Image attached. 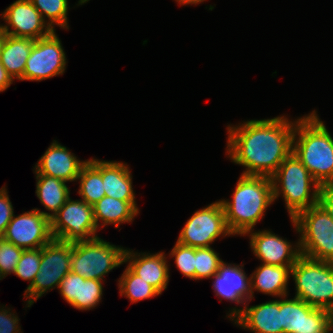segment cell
Segmentation results:
<instances>
[{
	"mask_svg": "<svg viewBox=\"0 0 333 333\" xmlns=\"http://www.w3.org/2000/svg\"><path fill=\"white\" fill-rule=\"evenodd\" d=\"M295 126L285 116L229 124L226 155L243 175L271 177L292 153Z\"/></svg>",
	"mask_w": 333,
	"mask_h": 333,
	"instance_id": "1",
	"label": "cell"
},
{
	"mask_svg": "<svg viewBox=\"0 0 333 333\" xmlns=\"http://www.w3.org/2000/svg\"><path fill=\"white\" fill-rule=\"evenodd\" d=\"M232 200H220L226 225L232 235H243L254 229L273 201L270 177L241 174Z\"/></svg>",
	"mask_w": 333,
	"mask_h": 333,
	"instance_id": "2",
	"label": "cell"
},
{
	"mask_svg": "<svg viewBox=\"0 0 333 333\" xmlns=\"http://www.w3.org/2000/svg\"><path fill=\"white\" fill-rule=\"evenodd\" d=\"M316 113L296 120L292 152L323 186L333 182V137Z\"/></svg>",
	"mask_w": 333,
	"mask_h": 333,
	"instance_id": "3",
	"label": "cell"
},
{
	"mask_svg": "<svg viewBox=\"0 0 333 333\" xmlns=\"http://www.w3.org/2000/svg\"><path fill=\"white\" fill-rule=\"evenodd\" d=\"M270 178L273 201L283 194L290 219H294L301 211L319 203L321 185L293 152Z\"/></svg>",
	"mask_w": 333,
	"mask_h": 333,
	"instance_id": "4",
	"label": "cell"
},
{
	"mask_svg": "<svg viewBox=\"0 0 333 333\" xmlns=\"http://www.w3.org/2000/svg\"><path fill=\"white\" fill-rule=\"evenodd\" d=\"M295 297L333 313V263L301 255L291 268Z\"/></svg>",
	"mask_w": 333,
	"mask_h": 333,
	"instance_id": "5",
	"label": "cell"
},
{
	"mask_svg": "<svg viewBox=\"0 0 333 333\" xmlns=\"http://www.w3.org/2000/svg\"><path fill=\"white\" fill-rule=\"evenodd\" d=\"M300 235L301 255L333 263V219L318 203L290 219Z\"/></svg>",
	"mask_w": 333,
	"mask_h": 333,
	"instance_id": "6",
	"label": "cell"
},
{
	"mask_svg": "<svg viewBox=\"0 0 333 333\" xmlns=\"http://www.w3.org/2000/svg\"><path fill=\"white\" fill-rule=\"evenodd\" d=\"M125 248L100 237L73 243L71 272L85 279L105 281L104 276L124 264Z\"/></svg>",
	"mask_w": 333,
	"mask_h": 333,
	"instance_id": "7",
	"label": "cell"
},
{
	"mask_svg": "<svg viewBox=\"0 0 333 333\" xmlns=\"http://www.w3.org/2000/svg\"><path fill=\"white\" fill-rule=\"evenodd\" d=\"M73 243L52 239L41 248L40 269L31 286L24 291L27 307L36 302L48 290L60 285L71 271Z\"/></svg>",
	"mask_w": 333,
	"mask_h": 333,
	"instance_id": "8",
	"label": "cell"
},
{
	"mask_svg": "<svg viewBox=\"0 0 333 333\" xmlns=\"http://www.w3.org/2000/svg\"><path fill=\"white\" fill-rule=\"evenodd\" d=\"M50 222L53 239L74 243L98 237L93 206L81 199L69 198Z\"/></svg>",
	"mask_w": 333,
	"mask_h": 333,
	"instance_id": "9",
	"label": "cell"
},
{
	"mask_svg": "<svg viewBox=\"0 0 333 333\" xmlns=\"http://www.w3.org/2000/svg\"><path fill=\"white\" fill-rule=\"evenodd\" d=\"M230 235L219 200L195 211L182 228L177 242L193 248L210 247L218 237Z\"/></svg>",
	"mask_w": 333,
	"mask_h": 333,
	"instance_id": "10",
	"label": "cell"
},
{
	"mask_svg": "<svg viewBox=\"0 0 333 333\" xmlns=\"http://www.w3.org/2000/svg\"><path fill=\"white\" fill-rule=\"evenodd\" d=\"M280 299L282 333H330L333 313L315 308L296 297Z\"/></svg>",
	"mask_w": 333,
	"mask_h": 333,
	"instance_id": "11",
	"label": "cell"
},
{
	"mask_svg": "<svg viewBox=\"0 0 333 333\" xmlns=\"http://www.w3.org/2000/svg\"><path fill=\"white\" fill-rule=\"evenodd\" d=\"M66 55L61 40L53 31L50 35L35 40L26 61L21 81H42L62 75L66 69Z\"/></svg>",
	"mask_w": 333,
	"mask_h": 333,
	"instance_id": "12",
	"label": "cell"
},
{
	"mask_svg": "<svg viewBox=\"0 0 333 333\" xmlns=\"http://www.w3.org/2000/svg\"><path fill=\"white\" fill-rule=\"evenodd\" d=\"M48 213L34 208L14 215L2 238L23 250L42 248L53 239Z\"/></svg>",
	"mask_w": 333,
	"mask_h": 333,
	"instance_id": "13",
	"label": "cell"
},
{
	"mask_svg": "<svg viewBox=\"0 0 333 333\" xmlns=\"http://www.w3.org/2000/svg\"><path fill=\"white\" fill-rule=\"evenodd\" d=\"M1 16L6 24L1 25V28L9 36L37 40L54 31L31 0H16L5 9ZM10 27L12 29H9Z\"/></svg>",
	"mask_w": 333,
	"mask_h": 333,
	"instance_id": "14",
	"label": "cell"
},
{
	"mask_svg": "<svg viewBox=\"0 0 333 333\" xmlns=\"http://www.w3.org/2000/svg\"><path fill=\"white\" fill-rule=\"evenodd\" d=\"M250 247L262 264L275 266H293L301 256L299 239L292 247L286 239L269 230L249 231Z\"/></svg>",
	"mask_w": 333,
	"mask_h": 333,
	"instance_id": "15",
	"label": "cell"
},
{
	"mask_svg": "<svg viewBox=\"0 0 333 333\" xmlns=\"http://www.w3.org/2000/svg\"><path fill=\"white\" fill-rule=\"evenodd\" d=\"M229 309L228 317L242 329L254 333H282L280 300H272L255 306Z\"/></svg>",
	"mask_w": 333,
	"mask_h": 333,
	"instance_id": "16",
	"label": "cell"
},
{
	"mask_svg": "<svg viewBox=\"0 0 333 333\" xmlns=\"http://www.w3.org/2000/svg\"><path fill=\"white\" fill-rule=\"evenodd\" d=\"M88 160L80 161L65 146L53 140L34 167L35 174H45L62 181H77L82 167Z\"/></svg>",
	"mask_w": 333,
	"mask_h": 333,
	"instance_id": "17",
	"label": "cell"
},
{
	"mask_svg": "<svg viewBox=\"0 0 333 333\" xmlns=\"http://www.w3.org/2000/svg\"><path fill=\"white\" fill-rule=\"evenodd\" d=\"M164 252L136 253L130 249L125 250L124 263L142 280L153 286L160 294L167 288L169 282V265Z\"/></svg>",
	"mask_w": 333,
	"mask_h": 333,
	"instance_id": "18",
	"label": "cell"
},
{
	"mask_svg": "<svg viewBox=\"0 0 333 333\" xmlns=\"http://www.w3.org/2000/svg\"><path fill=\"white\" fill-rule=\"evenodd\" d=\"M103 281L85 279L71 271L60 281L59 293L70 306L78 310L95 308L103 296Z\"/></svg>",
	"mask_w": 333,
	"mask_h": 333,
	"instance_id": "19",
	"label": "cell"
},
{
	"mask_svg": "<svg viewBox=\"0 0 333 333\" xmlns=\"http://www.w3.org/2000/svg\"><path fill=\"white\" fill-rule=\"evenodd\" d=\"M243 265L228 264L223 262L218 272L212 277L213 290L218 298L227 299L230 302L245 305L250 302V278L243 270Z\"/></svg>",
	"mask_w": 333,
	"mask_h": 333,
	"instance_id": "20",
	"label": "cell"
},
{
	"mask_svg": "<svg viewBox=\"0 0 333 333\" xmlns=\"http://www.w3.org/2000/svg\"><path fill=\"white\" fill-rule=\"evenodd\" d=\"M101 173L105 195L122 201H136L129 165L123 162L88 159Z\"/></svg>",
	"mask_w": 333,
	"mask_h": 333,
	"instance_id": "21",
	"label": "cell"
},
{
	"mask_svg": "<svg viewBox=\"0 0 333 333\" xmlns=\"http://www.w3.org/2000/svg\"><path fill=\"white\" fill-rule=\"evenodd\" d=\"M292 266H275L261 264L250 274V291L253 299L254 291L275 297L287 296L288 281Z\"/></svg>",
	"mask_w": 333,
	"mask_h": 333,
	"instance_id": "22",
	"label": "cell"
},
{
	"mask_svg": "<svg viewBox=\"0 0 333 333\" xmlns=\"http://www.w3.org/2000/svg\"><path fill=\"white\" fill-rule=\"evenodd\" d=\"M93 212L98 229L109 224L118 229L120 224L132 222L140 213L136 201H122L106 195L93 205Z\"/></svg>",
	"mask_w": 333,
	"mask_h": 333,
	"instance_id": "23",
	"label": "cell"
},
{
	"mask_svg": "<svg viewBox=\"0 0 333 333\" xmlns=\"http://www.w3.org/2000/svg\"><path fill=\"white\" fill-rule=\"evenodd\" d=\"M34 42L35 40L31 38L5 35L0 61L13 80H19L23 76Z\"/></svg>",
	"mask_w": 333,
	"mask_h": 333,
	"instance_id": "24",
	"label": "cell"
},
{
	"mask_svg": "<svg viewBox=\"0 0 333 333\" xmlns=\"http://www.w3.org/2000/svg\"><path fill=\"white\" fill-rule=\"evenodd\" d=\"M36 196L40 203L52 213H48L51 219L70 198V190L65 181L45 175L36 174Z\"/></svg>",
	"mask_w": 333,
	"mask_h": 333,
	"instance_id": "25",
	"label": "cell"
},
{
	"mask_svg": "<svg viewBox=\"0 0 333 333\" xmlns=\"http://www.w3.org/2000/svg\"><path fill=\"white\" fill-rule=\"evenodd\" d=\"M78 194L83 201L93 206L105 196L101 173L88 161L81 169Z\"/></svg>",
	"mask_w": 333,
	"mask_h": 333,
	"instance_id": "26",
	"label": "cell"
},
{
	"mask_svg": "<svg viewBox=\"0 0 333 333\" xmlns=\"http://www.w3.org/2000/svg\"><path fill=\"white\" fill-rule=\"evenodd\" d=\"M118 282L120 296H125L131 303L160 295L153 286L134 274L128 267H126Z\"/></svg>",
	"mask_w": 333,
	"mask_h": 333,
	"instance_id": "27",
	"label": "cell"
},
{
	"mask_svg": "<svg viewBox=\"0 0 333 333\" xmlns=\"http://www.w3.org/2000/svg\"><path fill=\"white\" fill-rule=\"evenodd\" d=\"M34 7L42 15L47 17L46 22L55 31V25L63 29H69L68 25V0H31Z\"/></svg>",
	"mask_w": 333,
	"mask_h": 333,
	"instance_id": "28",
	"label": "cell"
},
{
	"mask_svg": "<svg viewBox=\"0 0 333 333\" xmlns=\"http://www.w3.org/2000/svg\"><path fill=\"white\" fill-rule=\"evenodd\" d=\"M223 262L211 246L195 248V280L212 278Z\"/></svg>",
	"mask_w": 333,
	"mask_h": 333,
	"instance_id": "29",
	"label": "cell"
},
{
	"mask_svg": "<svg viewBox=\"0 0 333 333\" xmlns=\"http://www.w3.org/2000/svg\"><path fill=\"white\" fill-rule=\"evenodd\" d=\"M41 248L23 250L20 260L17 263L15 274L22 280L29 281L31 286L40 269Z\"/></svg>",
	"mask_w": 333,
	"mask_h": 333,
	"instance_id": "30",
	"label": "cell"
},
{
	"mask_svg": "<svg viewBox=\"0 0 333 333\" xmlns=\"http://www.w3.org/2000/svg\"><path fill=\"white\" fill-rule=\"evenodd\" d=\"M169 257H174L176 267L182 275L195 280V248L176 242Z\"/></svg>",
	"mask_w": 333,
	"mask_h": 333,
	"instance_id": "31",
	"label": "cell"
},
{
	"mask_svg": "<svg viewBox=\"0 0 333 333\" xmlns=\"http://www.w3.org/2000/svg\"><path fill=\"white\" fill-rule=\"evenodd\" d=\"M23 249L0 237V280L14 273Z\"/></svg>",
	"mask_w": 333,
	"mask_h": 333,
	"instance_id": "32",
	"label": "cell"
},
{
	"mask_svg": "<svg viewBox=\"0 0 333 333\" xmlns=\"http://www.w3.org/2000/svg\"><path fill=\"white\" fill-rule=\"evenodd\" d=\"M13 216V206L9 199L7 189L3 186L0 189V237L4 235Z\"/></svg>",
	"mask_w": 333,
	"mask_h": 333,
	"instance_id": "33",
	"label": "cell"
},
{
	"mask_svg": "<svg viewBox=\"0 0 333 333\" xmlns=\"http://www.w3.org/2000/svg\"><path fill=\"white\" fill-rule=\"evenodd\" d=\"M2 307V308H1ZM0 307V333H22L19 318L10 308Z\"/></svg>",
	"mask_w": 333,
	"mask_h": 333,
	"instance_id": "34",
	"label": "cell"
},
{
	"mask_svg": "<svg viewBox=\"0 0 333 333\" xmlns=\"http://www.w3.org/2000/svg\"><path fill=\"white\" fill-rule=\"evenodd\" d=\"M319 204L333 219V182L321 186L319 192Z\"/></svg>",
	"mask_w": 333,
	"mask_h": 333,
	"instance_id": "35",
	"label": "cell"
},
{
	"mask_svg": "<svg viewBox=\"0 0 333 333\" xmlns=\"http://www.w3.org/2000/svg\"><path fill=\"white\" fill-rule=\"evenodd\" d=\"M13 78L7 73L0 61V92L5 91L13 83Z\"/></svg>",
	"mask_w": 333,
	"mask_h": 333,
	"instance_id": "36",
	"label": "cell"
},
{
	"mask_svg": "<svg viewBox=\"0 0 333 333\" xmlns=\"http://www.w3.org/2000/svg\"><path fill=\"white\" fill-rule=\"evenodd\" d=\"M176 2H178V4L180 5H190V4H200L201 2L203 3L206 0H175Z\"/></svg>",
	"mask_w": 333,
	"mask_h": 333,
	"instance_id": "37",
	"label": "cell"
},
{
	"mask_svg": "<svg viewBox=\"0 0 333 333\" xmlns=\"http://www.w3.org/2000/svg\"><path fill=\"white\" fill-rule=\"evenodd\" d=\"M5 35L6 34L2 30V28H0V54H1V49H2V46H3L4 40H5Z\"/></svg>",
	"mask_w": 333,
	"mask_h": 333,
	"instance_id": "38",
	"label": "cell"
},
{
	"mask_svg": "<svg viewBox=\"0 0 333 333\" xmlns=\"http://www.w3.org/2000/svg\"><path fill=\"white\" fill-rule=\"evenodd\" d=\"M88 1H90V0H79V1H78V4H79V5H82V4H84V3H87Z\"/></svg>",
	"mask_w": 333,
	"mask_h": 333,
	"instance_id": "39",
	"label": "cell"
}]
</instances>
